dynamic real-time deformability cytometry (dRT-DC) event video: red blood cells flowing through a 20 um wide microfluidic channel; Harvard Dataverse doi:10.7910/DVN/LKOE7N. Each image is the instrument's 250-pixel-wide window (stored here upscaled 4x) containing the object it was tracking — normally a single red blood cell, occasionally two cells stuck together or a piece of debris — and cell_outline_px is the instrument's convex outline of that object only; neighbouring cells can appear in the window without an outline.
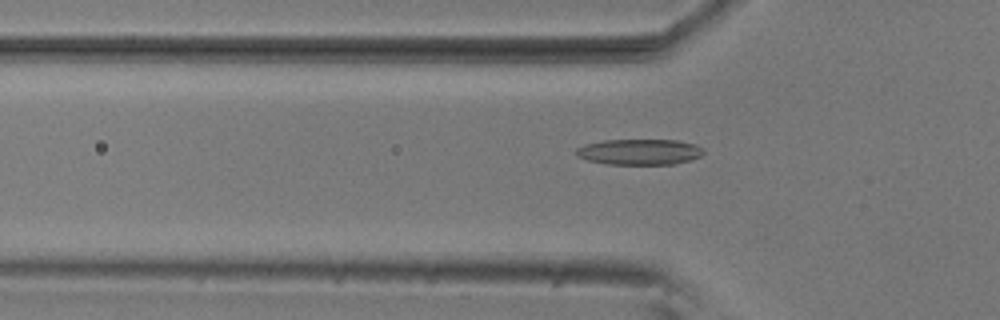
{"species": "common noctule bat (a hibernating species)", "species_latin": "Nyctalus noctula", "temperature_condition": "room temperature", "stored_images_in_passage": 55, "camera_frame_rate_fps": 3000, "um_per_image_px": 0.085, "animal": {"sex": "male", "body_mass_g": 20.5, "forearm_length_mm": 52.5}, "frame": {"image": 1, "passage_image": 18, "time_ms": 5.667, "image_size_px": [1000, 320], "cell_outline_px": [[704, 152], [700, 156], [692, 160], [676, 164], [604, 164], [588, 160], [576, 156], [576, 148], [584, 144], [604, 140], [676, 140], [696, 144], [704, 148]], "centroid_in_image_um": [54.37, 12.91], "position_along_channel_um": 71.4, "area_um2": 19.31}}
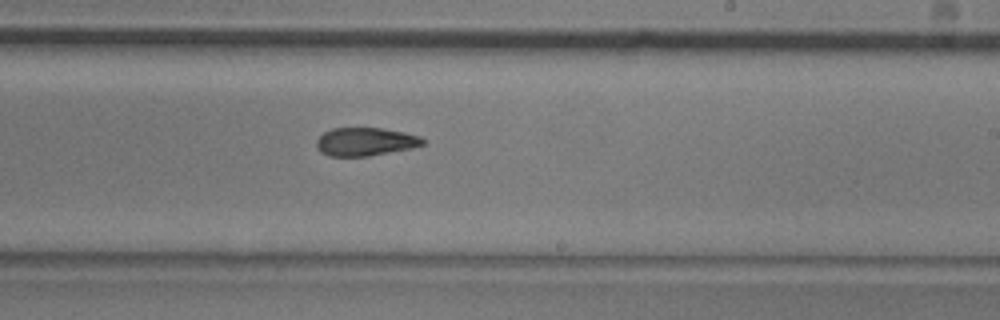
{"frame": {"image": 2, "passage_image": 33, "time_ms": 10.667, "image_size_px": [1000, 320], "cell_outline_px": [[424, 144], [412, 148], [368, 156], [328, 156], [320, 152], [316, 148], [316, 140], [324, 132], [332, 128], [380, 128], [404, 132], [420, 136], [424, 140]], "centroid_in_image_um": [31.02, 12.05], "position_along_channel_um": 258.0, "area_um2": 17.51}}
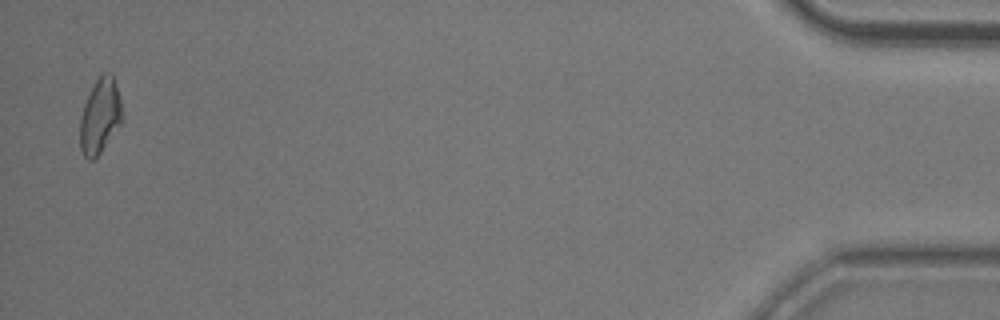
{"frame": {"image": 3, "passage_image": 54, "time_ms": 17.667, "image_size_px": [1000, 320], "cell_outline_px": [[124, 120], [100, 152], [92, 160], [88, 160], [84, 156], [80, 148], [80, 120], [84, 104], [96, 80], [104, 72], [112, 72], [120, 100], [124, 116]], "centroid_in_image_um": [8.52, 9.87], "position_along_channel_um": 426.7, "area_um2": 18.32}, "authors_computed_cell_mechanics": {"area_um2": 18.6116, "velocity_mm_per_s": 3.7099, "shape_relaxation_time_tau1_ms": 6.1561, "shape_relaxation_time_tau2_ms": 8.3064, "deformation_change_tau1": 0.1585, "deformation_change_tau2": 0.1756}}